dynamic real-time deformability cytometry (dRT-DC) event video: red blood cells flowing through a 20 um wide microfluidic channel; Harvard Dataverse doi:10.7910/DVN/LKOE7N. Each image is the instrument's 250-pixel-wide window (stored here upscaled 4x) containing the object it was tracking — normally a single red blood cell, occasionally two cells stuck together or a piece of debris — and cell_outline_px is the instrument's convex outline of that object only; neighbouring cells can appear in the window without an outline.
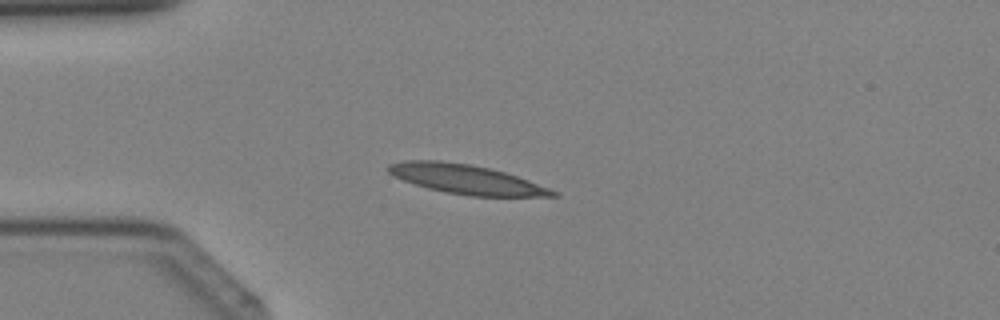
{"species": "Egyptian fruit bat (a non-hibernating species)", "species_latin": "Rousettus aegyptiacus", "temperature_condition": "cold", "stored_images_in_passage": 38, "camera_frame_rate_fps": 3000, "um_per_image_px": 0.085, "animal": {"sex": "female"}, "frame": {"image": 1, "passage_image": 9, "time_ms": 2.667, "image_size_px": [1000, 320], "cell_outline_px": [[560, 196], [468, 196], [444, 192], [428, 188], [392, 176], [384, 168], [388, 164], [404, 160], [440, 160], [468, 164], [488, 168], [504, 172], [552, 188], [560, 192]], "centroid_in_image_um": [39.61, 15.24], "position_along_channel_um": 45.4, "area_um2": 28.21}}
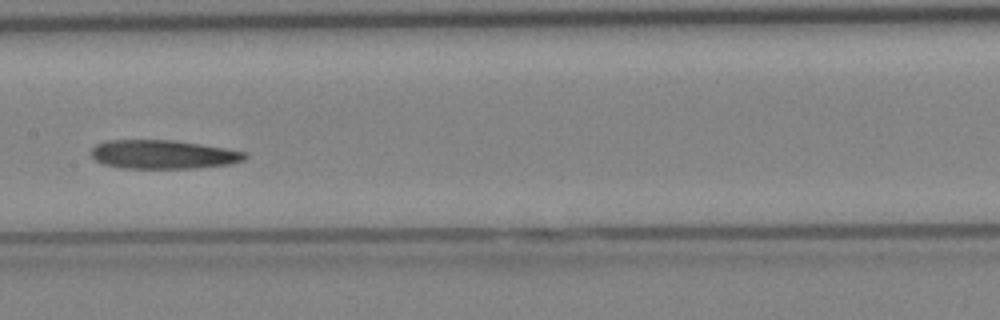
{"frame": {"image": 2, "passage_image": 19, "time_ms": 6.0, "image_size_px": [1000, 320], "cell_outline_px": [[248, 156], [244, 160], [228, 164], [196, 168], [120, 168], [104, 164], [96, 160], [92, 156], [92, 148], [96, 144], [108, 140], [172, 140], [200, 144], [248, 152]], "centroid_in_image_um": [13.88, 13.13], "position_along_channel_um": 193.5, "area_um2": 25.72}}
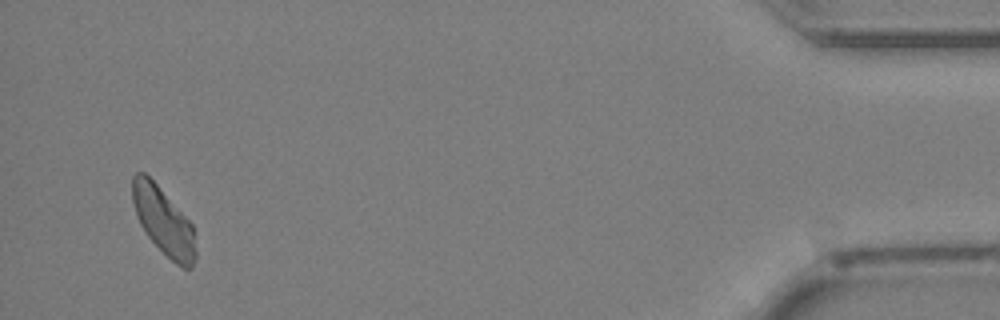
{"frame": {"image": 3, "passage_image": 37, "time_ms": 12.0, "image_size_px": [1000, 320], "cell_outline_px": [[196, 260], [192, 268], [184, 268], [176, 264], [148, 236], [140, 224], [132, 200], [132, 176], [136, 172], [144, 172], [156, 184], [192, 224], [196, 252]], "centroid_in_image_um": [13.9, 18.8], "position_along_channel_um": 421.3, "area_um2": 24.28}}